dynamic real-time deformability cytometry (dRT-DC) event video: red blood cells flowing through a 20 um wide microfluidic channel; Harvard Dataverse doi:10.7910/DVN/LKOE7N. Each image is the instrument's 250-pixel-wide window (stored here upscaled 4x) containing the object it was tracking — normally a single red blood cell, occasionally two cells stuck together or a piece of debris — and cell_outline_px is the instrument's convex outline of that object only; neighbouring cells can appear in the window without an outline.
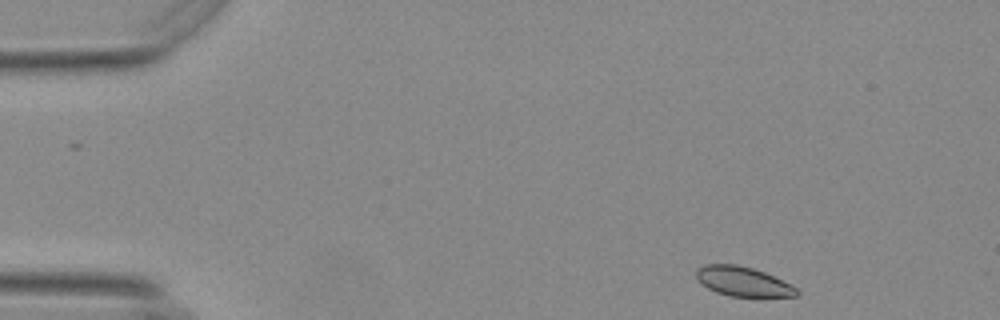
{"species": "Egyptian fruit bat (a non-hibernating species)", "species_latin": "Rousettus aegyptiacus", "temperature_condition": "warm", "stored_images_in_passage": 49, "camera_frame_rate_fps": 3000, "um_per_image_px": 0.085, "animal": {"sex": "female"}, "frame": {"image": 1, "passage_image": 1, "time_ms": 0.0, "image_size_px": [1000, 320], "cell_outline_px": [[800, 292], [796, 296], [728, 296], [716, 292], [700, 284], [696, 280], [696, 268], [704, 264], [736, 264], [752, 268], [764, 272], [792, 284]], "centroid_in_image_um": [63.11, 23.92], "position_along_channel_um": 21.9, "area_um2": 17.4}}
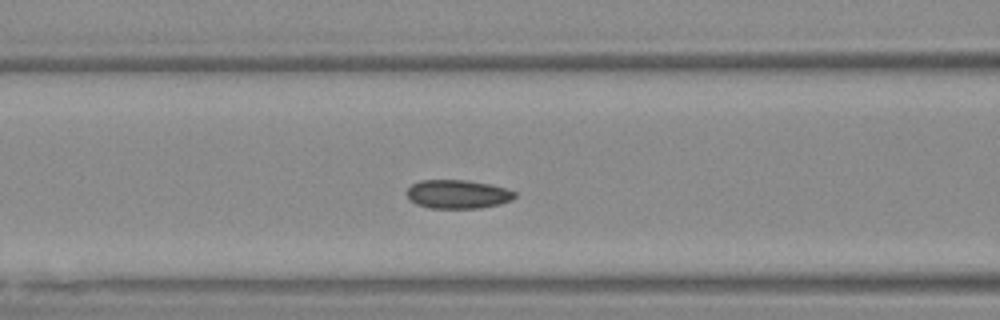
{"frame": {"image": 2, "passage_image": 17, "time_ms": 5.333, "image_size_px": [1000, 320], "cell_outline_px": [[516, 196], [512, 200], [500, 204], [480, 208], [428, 208], [416, 204], [408, 200], [404, 192], [412, 184], [420, 180], [464, 180], [488, 184], [504, 188], [516, 192]], "centroid_in_image_um": [38.85, 16.51], "position_along_channel_um": 127.8, "area_um2": 18.21}}
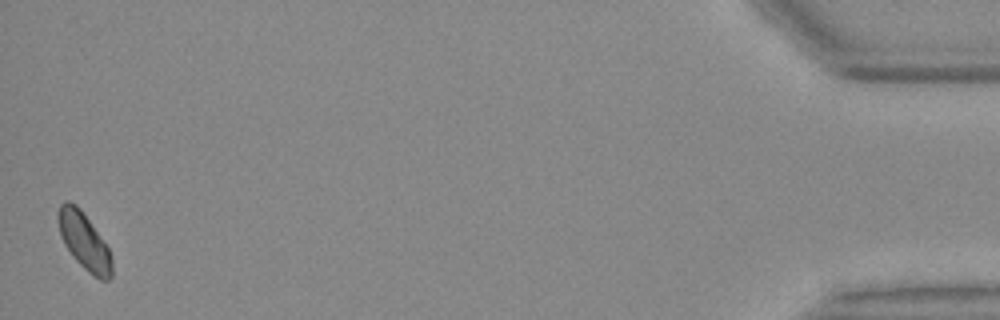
{"frame": {"image": 3, "passage_image": 49, "time_ms": 16.0, "image_size_px": [1000, 320], "cell_outline_px": [[112, 276], [108, 280], [100, 280], [88, 272], [72, 256], [64, 244], [60, 236], [56, 220], [56, 216], [60, 204], [64, 200], [68, 200], [76, 204], [80, 208], [108, 248], [112, 260]], "centroid_in_image_um": [7.11, 20.48], "position_along_channel_um": 428.1, "area_um2": 17.86}, "authors_computed_cell_mechanics": {"area_um2": 17.9758, "velocity_mm_per_s": 3.6856, "shape_relaxation_time_tau1_ms": 4.4177, "shape_relaxation_time_tau2_ms": null, "deformation_change_tau1": 0.0642, "deformation_change_tau2": null}}